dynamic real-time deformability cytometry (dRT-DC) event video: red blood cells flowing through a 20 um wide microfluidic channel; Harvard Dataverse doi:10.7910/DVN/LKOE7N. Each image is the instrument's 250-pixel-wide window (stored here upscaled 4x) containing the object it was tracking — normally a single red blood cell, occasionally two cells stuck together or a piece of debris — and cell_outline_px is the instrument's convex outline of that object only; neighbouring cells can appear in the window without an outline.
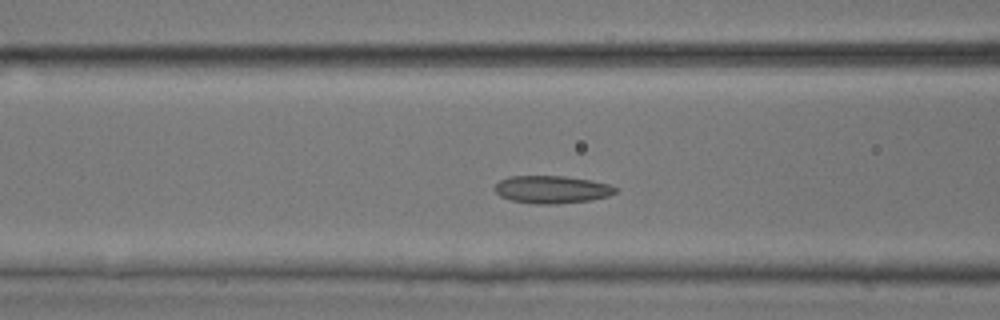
{"species": "common noctule bat (a hibernating species)", "species_latin": "Nyctalus noctula", "temperature_condition": "room temperature", "stored_images_in_passage": 37, "camera_frame_rate_fps": 3000, "um_per_image_px": 0.085, "animal": {"sex": "male", "body_mass_g": 17.9, "forearm_length_mm": 54.2}, "frame": {"image": 1, "passage_image": 8, "time_ms": 2.333, "image_size_px": [1000, 320], "cell_outline_px": [[620, 188], [616, 192], [608, 196], [592, 200], [556, 204], [536, 204], [512, 200], [500, 196], [492, 188], [500, 180], [508, 176], [564, 176], [592, 180], [608, 184]], "centroid_in_image_um": [46.92, 16.1], "position_along_channel_um": 119.7, "area_um2": 19.59}}
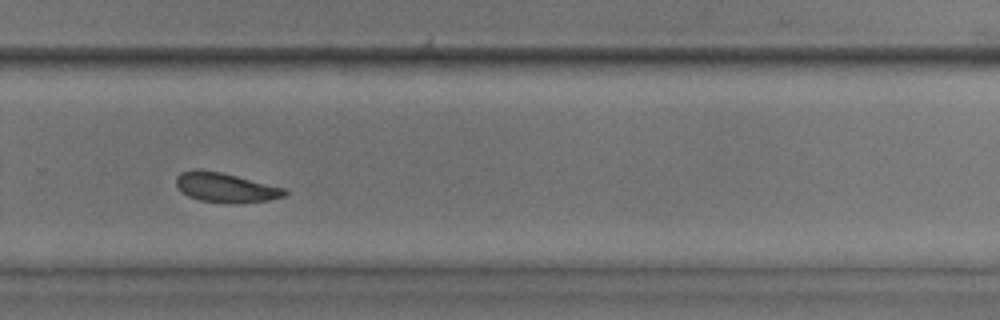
{"frame": {"image": 2, "passage_image": 22, "time_ms": 7.0, "image_size_px": [1000, 320], "cell_outline_px": [[288, 192], [284, 196], [268, 200], [240, 204], [232, 204], [200, 200], [188, 196], [176, 184], [176, 176], [180, 172], [192, 168], [200, 168], [220, 172], [284, 188]], "centroid_in_image_um": [19.14, 15.93], "position_along_channel_um": 310.7, "area_um2": 18.73}}
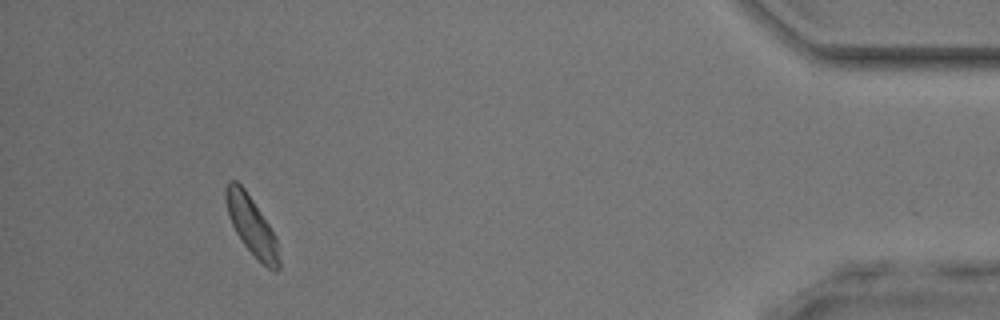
{"frame": {"image": 3, "passage_image": 34, "time_ms": 11.0, "image_size_px": [1000, 320], "cell_outline_px": [[280, 268], [276, 272], [268, 268], [244, 244], [236, 232], [228, 216], [224, 200], [224, 188], [228, 180], [236, 180], [244, 188], [276, 236], [280, 260]], "centroid_in_image_um": [21.36, 19.14], "position_along_channel_um": 413.8, "area_um2": 17.98}, "authors_computed_cell_mechanics": {"area_um2": 18.7272, "velocity_mm_per_s": 4.0989, "shape_relaxation_time_tau1_ms": 4.1407, "shape_relaxation_time_tau2_ms": 2.8497, "deformation_change_tau1": 0.1098, "deformation_change_tau2": 0.0958}}